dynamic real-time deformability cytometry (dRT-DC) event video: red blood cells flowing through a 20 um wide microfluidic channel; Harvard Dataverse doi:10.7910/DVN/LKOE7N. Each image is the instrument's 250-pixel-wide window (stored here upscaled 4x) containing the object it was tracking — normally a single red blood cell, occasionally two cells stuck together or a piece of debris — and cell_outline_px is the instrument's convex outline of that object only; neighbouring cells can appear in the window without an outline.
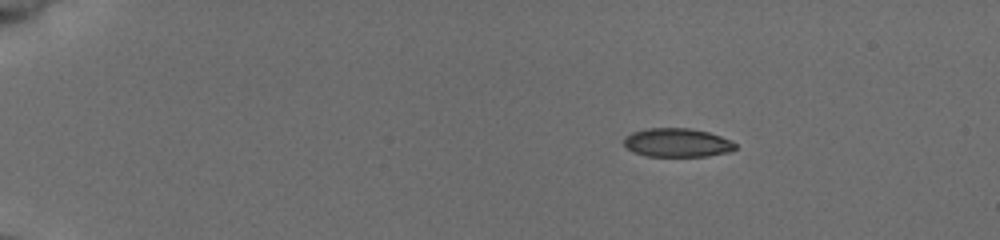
{"species": "common noctule bat (a hibernating species)", "species_latin": "Nyctalus noctula", "temperature_condition": "cold", "stored_images_in_passage": 45, "camera_frame_rate_fps": 3000, "um_per_image_px": 0.085, "animal": {"sex": "female", "body_mass_g": 19.5, "forearm_length_mm": 54.1}, "frame": {"image": 1, "passage_image": 1, "time_ms": 0.0, "image_size_px": [1000, 240], "cell_outline_px": [[736, 148], [728, 152], [708, 156], [648, 156], [632, 152], [624, 144], [624, 140], [632, 132], [648, 128], [688, 128], [708, 132], [720, 136], [736, 144]], "centroid_in_image_um": [57.55, 12.13], "position_along_channel_um": 27.4, "area_um2": 18.44}}
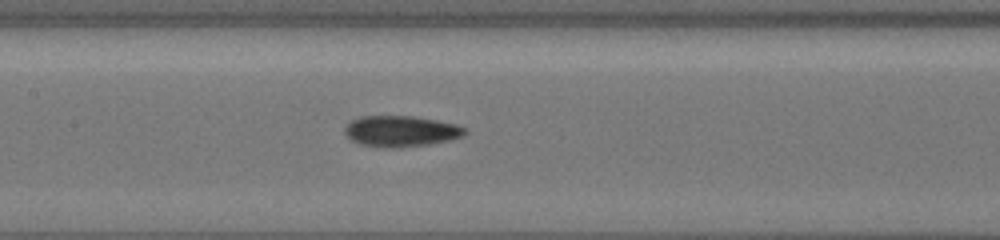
{"frame": {"image": 2, "passage_image": 20, "time_ms": 6.333, "image_size_px": [1000, 240], "cell_outline_px": [[468, 132], [464, 136], [452, 140], [428, 144], [396, 148], [380, 148], [360, 144], [344, 136], [344, 128], [352, 120], [360, 116], [412, 116], [436, 120], [456, 124], [464, 128]], "centroid_in_image_um": [34.06, 11.16], "position_along_channel_um": 173.3, "area_um2": 21.91}}
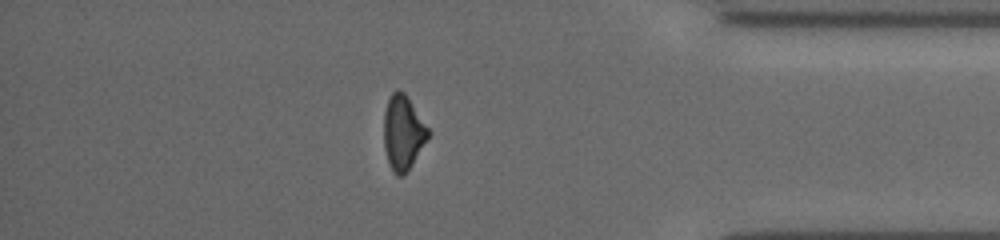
{"frame": {"image": 3, "passage_image": 39, "time_ms": 12.667, "image_size_px": [1000, 240], "cell_outline_px": [[432, 132], [412, 164], [400, 176], [396, 176], [392, 172], [384, 148], [384, 112], [388, 100], [392, 92], [404, 92]], "centroid_in_image_um": [34.27, 11.28], "position_along_channel_um": 400.9, "area_um2": 19.02}, "authors_computed_cell_mechanics": {"area_um2": 20.23, "velocity_mm_per_s": 3.9319, "shape_relaxation_time_tau1_ms": 3.2772, "shape_relaxation_time_tau2_ms": 5.3073, "deformation_change_tau1": 0.1446, "deformation_change_tau2": 0.1251}}